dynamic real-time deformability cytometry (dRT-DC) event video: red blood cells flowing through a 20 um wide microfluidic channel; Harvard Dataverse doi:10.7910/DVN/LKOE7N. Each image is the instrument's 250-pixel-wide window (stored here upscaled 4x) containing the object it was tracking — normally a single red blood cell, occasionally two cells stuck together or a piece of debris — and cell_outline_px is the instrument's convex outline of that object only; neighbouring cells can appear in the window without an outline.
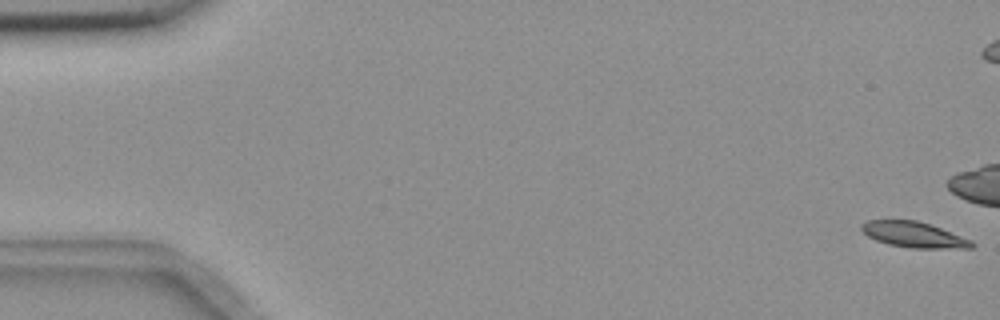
{"species": "common noctule bat (a hibernating species)", "species_latin": "Nyctalus noctula", "temperature_condition": "room temperature", "stored_images_in_passage": 17, "camera_frame_rate_fps": 3000, "um_per_image_px": 0.085, "animal": {"sex": "female", "body_mass_g": 18.4}, "frame": {"image": 1, "passage_image": 1, "time_ms": 0.0, "image_size_px": [1000, 320], "cell_outline_px": [[976, 244], [972, 248], [912, 248], [888, 244], [876, 240], [868, 236], [860, 228], [860, 224], [868, 220], [916, 220], [932, 224], [972, 240]], "centroid_in_image_um": [77.7, 19.94], "position_along_channel_um": 7.3, "area_um2": 16.59}}